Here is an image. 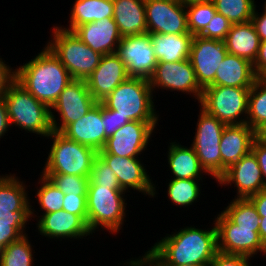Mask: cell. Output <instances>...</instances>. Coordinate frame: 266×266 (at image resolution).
<instances>
[{
	"mask_svg": "<svg viewBox=\"0 0 266 266\" xmlns=\"http://www.w3.org/2000/svg\"><path fill=\"white\" fill-rule=\"evenodd\" d=\"M160 237L143 256L152 265H204L209 266L216 253L217 231L215 223L210 228L195 225L182 226L178 231Z\"/></svg>",
	"mask_w": 266,
	"mask_h": 266,
	"instance_id": "obj_1",
	"label": "cell"
},
{
	"mask_svg": "<svg viewBox=\"0 0 266 266\" xmlns=\"http://www.w3.org/2000/svg\"><path fill=\"white\" fill-rule=\"evenodd\" d=\"M15 80L37 100L51 108L73 79L45 45L32 59L15 67Z\"/></svg>",
	"mask_w": 266,
	"mask_h": 266,
	"instance_id": "obj_2",
	"label": "cell"
},
{
	"mask_svg": "<svg viewBox=\"0 0 266 266\" xmlns=\"http://www.w3.org/2000/svg\"><path fill=\"white\" fill-rule=\"evenodd\" d=\"M9 116L11 128L36 134L42 139L47 138L53 131L51 110L37 100L23 86L14 80L2 96ZM39 135V136H38Z\"/></svg>",
	"mask_w": 266,
	"mask_h": 266,
	"instance_id": "obj_3",
	"label": "cell"
},
{
	"mask_svg": "<svg viewBox=\"0 0 266 266\" xmlns=\"http://www.w3.org/2000/svg\"><path fill=\"white\" fill-rule=\"evenodd\" d=\"M122 189H109L105 186H88L87 226L93 234L96 231L117 235L123 232L129 210L127 196ZM128 211V213H126ZM102 229V230H101ZM122 230V231H120Z\"/></svg>",
	"mask_w": 266,
	"mask_h": 266,
	"instance_id": "obj_4",
	"label": "cell"
},
{
	"mask_svg": "<svg viewBox=\"0 0 266 266\" xmlns=\"http://www.w3.org/2000/svg\"><path fill=\"white\" fill-rule=\"evenodd\" d=\"M154 97L148 79L128 77L101 102L124 119L160 121Z\"/></svg>",
	"mask_w": 266,
	"mask_h": 266,
	"instance_id": "obj_5",
	"label": "cell"
},
{
	"mask_svg": "<svg viewBox=\"0 0 266 266\" xmlns=\"http://www.w3.org/2000/svg\"><path fill=\"white\" fill-rule=\"evenodd\" d=\"M47 139L52 142L41 174L90 176L93 161L98 155L95 149L70 140L60 132L52 131Z\"/></svg>",
	"mask_w": 266,
	"mask_h": 266,
	"instance_id": "obj_6",
	"label": "cell"
},
{
	"mask_svg": "<svg viewBox=\"0 0 266 266\" xmlns=\"http://www.w3.org/2000/svg\"><path fill=\"white\" fill-rule=\"evenodd\" d=\"M58 25V26H57ZM46 46L68 70L72 79L87 80L99 65L102 54L83 43L73 31L53 25Z\"/></svg>",
	"mask_w": 266,
	"mask_h": 266,
	"instance_id": "obj_7",
	"label": "cell"
},
{
	"mask_svg": "<svg viewBox=\"0 0 266 266\" xmlns=\"http://www.w3.org/2000/svg\"><path fill=\"white\" fill-rule=\"evenodd\" d=\"M250 88L208 86L203 89L201 107L226 125L246 124Z\"/></svg>",
	"mask_w": 266,
	"mask_h": 266,
	"instance_id": "obj_8",
	"label": "cell"
},
{
	"mask_svg": "<svg viewBox=\"0 0 266 266\" xmlns=\"http://www.w3.org/2000/svg\"><path fill=\"white\" fill-rule=\"evenodd\" d=\"M198 112L191 146L201 167L211 177L210 179L217 181L221 177L220 140L226 124L201 107Z\"/></svg>",
	"mask_w": 266,
	"mask_h": 266,
	"instance_id": "obj_9",
	"label": "cell"
},
{
	"mask_svg": "<svg viewBox=\"0 0 266 266\" xmlns=\"http://www.w3.org/2000/svg\"><path fill=\"white\" fill-rule=\"evenodd\" d=\"M16 175L12 172L0 175V223L22 226L26 230L33 220L31 208L35 202L28 194L27 188L30 185H26V181Z\"/></svg>",
	"mask_w": 266,
	"mask_h": 266,
	"instance_id": "obj_10",
	"label": "cell"
},
{
	"mask_svg": "<svg viewBox=\"0 0 266 266\" xmlns=\"http://www.w3.org/2000/svg\"><path fill=\"white\" fill-rule=\"evenodd\" d=\"M217 231V248L226 254L242 255L249 258L266 257V246L254 228L239 227L221 211L214 217Z\"/></svg>",
	"mask_w": 266,
	"mask_h": 266,
	"instance_id": "obj_11",
	"label": "cell"
},
{
	"mask_svg": "<svg viewBox=\"0 0 266 266\" xmlns=\"http://www.w3.org/2000/svg\"><path fill=\"white\" fill-rule=\"evenodd\" d=\"M160 121H130L108 137L98 154L143 158ZM142 155V157H141ZM140 156V157H139Z\"/></svg>",
	"mask_w": 266,
	"mask_h": 266,
	"instance_id": "obj_12",
	"label": "cell"
},
{
	"mask_svg": "<svg viewBox=\"0 0 266 266\" xmlns=\"http://www.w3.org/2000/svg\"><path fill=\"white\" fill-rule=\"evenodd\" d=\"M153 93L176 92L190 95L197 103L200 102L203 89L199 86L195 71L189 59L176 62H158L155 71L149 79Z\"/></svg>",
	"mask_w": 266,
	"mask_h": 266,
	"instance_id": "obj_13",
	"label": "cell"
},
{
	"mask_svg": "<svg viewBox=\"0 0 266 266\" xmlns=\"http://www.w3.org/2000/svg\"><path fill=\"white\" fill-rule=\"evenodd\" d=\"M96 103L86 80L73 79L50 108L53 131L61 133L69 124L82 118Z\"/></svg>",
	"mask_w": 266,
	"mask_h": 266,
	"instance_id": "obj_14",
	"label": "cell"
},
{
	"mask_svg": "<svg viewBox=\"0 0 266 266\" xmlns=\"http://www.w3.org/2000/svg\"><path fill=\"white\" fill-rule=\"evenodd\" d=\"M98 156L114 171L122 190L130 194L131 190L137 191L148 198L158 197L156 188L159 189V186L156 185V181L153 182L142 158L111 154H98Z\"/></svg>",
	"mask_w": 266,
	"mask_h": 266,
	"instance_id": "obj_15",
	"label": "cell"
},
{
	"mask_svg": "<svg viewBox=\"0 0 266 266\" xmlns=\"http://www.w3.org/2000/svg\"><path fill=\"white\" fill-rule=\"evenodd\" d=\"M38 216H37V215ZM31 216L35 221L36 232L38 235L40 234L43 237H46V240L54 239L55 241H62L63 239L68 241L89 240L90 237L93 236L88 229L87 224L78 216L65 210H59L57 212L40 214L33 207L31 208ZM48 238V239H47ZM71 239V240H70Z\"/></svg>",
	"mask_w": 266,
	"mask_h": 266,
	"instance_id": "obj_16",
	"label": "cell"
},
{
	"mask_svg": "<svg viewBox=\"0 0 266 266\" xmlns=\"http://www.w3.org/2000/svg\"><path fill=\"white\" fill-rule=\"evenodd\" d=\"M116 54L124 63L129 77L149 80L158 63L153 51L150 33L122 37Z\"/></svg>",
	"mask_w": 266,
	"mask_h": 266,
	"instance_id": "obj_17",
	"label": "cell"
},
{
	"mask_svg": "<svg viewBox=\"0 0 266 266\" xmlns=\"http://www.w3.org/2000/svg\"><path fill=\"white\" fill-rule=\"evenodd\" d=\"M148 33L186 34L187 13L178 0H145Z\"/></svg>",
	"mask_w": 266,
	"mask_h": 266,
	"instance_id": "obj_18",
	"label": "cell"
},
{
	"mask_svg": "<svg viewBox=\"0 0 266 266\" xmlns=\"http://www.w3.org/2000/svg\"><path fill=\"white\" fill-rule=\"evenodd\" d=\"M227 53L224 41L193 36L189 60L202 89L214 82L216 71Z\"/></svg>",
	"mask_w": 266,
	"mask_h": 266,
	"instance_id": "obj_19",
	"label": "cell"
},
{
	"mask_svg": "<svg viewBox=\"0 0 266 266\" xmlns=\"http://www.w3.org/2000/svg\"><path fill=\"white\" fill-rule=\"evenodd\" d=\"M216 183L224 188L228 186V189L233 185L236 189L234 198L248 199L266 189L257 158L252 151L230 166Z\"/></svg>",
	"mask_w": 266,
	"mask_h": 266,
	"instance_id": "obj_20",
	"label": "cell"
},
{
	"mask_svg": "<svg viewBox=\"0 0 266 266\" xmlns=\"http://www.w3.org/2000/svg\"><path fill=\"white\" fill-rule=\"evenodd\" d=\"M128 77L124 63L116 53H113L102 55L99 65L86 83L92 97L101 102Z\"/></svg>",
	"mask_w": 266,
	"mask_h": 266,
	"instance_id": "obj_21",
	"label": "cell"
},
{
	"mask_svg": "<svg viewBox=\"0 0 266 266\" xmlns=\"http://www.w3.org/2000/svg\"><path fill=\"white\" fill-rule=\"evenodd\" d=\"M61 134L97 152L102 150L105 145L102 102H97L82 118L69 124Z\"/></svg>",
	"mask_w": 266,
	"mask_h": 266,
	"instance_id": "obj_22",
	"label": "cell"
},
{
	"mask_svg": "<svg viewBox=\"0 0 266 266\" xmlns=\"http://www.w3.org/2000/svg\"><path fill=\"white\" fill-rule=\"evenodd\" d=\"M73 32L83 43L102 55L116 53L122 38L113 18L80 25Z\"/></svg>",
	"mask_w": 266,
	"mask_h": 266,
	"instance_id": "obj_23",
	"label": "cell"
},
{
	"mask_svg": "<svg viewBox=\"0 0 266 266\" xmlns=\"http://www.w3.org/2000/svg\"><path fill=\"white\" fill-rule=\"evenodd\" d=\"M255 131L247 124L226 125L220 140L221 176L251 151Z\"/></svg>",
	"mask_w": 266,
	"mask_h": 266,
	"instance_id": "obj_24",
	"label": "cell"
},
{
	"mask_svg": "<svg viewBox=\"0 0 266 266\" xmlns=\"http://www.w3.org/2000/svg\"><path fill=\"white\" fill-rule=\"evenodd\" d=\"M167 146V167L170 171V179H194L205 180L209 175L201 167L199 159L193 147L183 145L178 140H173ZM182 144V145H181ZM205 175V177H204Z\"/></svg>",
	"mask_w": 266,
	"mask_h": 266,
	"instance_id": "obj_25",
	"label": "cell"
},
{
	"mask_svg": "<svg viewBox=\"0 0 266 266\" xmlns=\"http://www.w3.org/2000/svg\"><path fill=\"white\" fill-rule=\"evenodd\" d=\"M257 78L253 63L227 53L216 71L214 82L210 86L251 88Z\"/></svg>",
	"mask_w": 266,
	"mask_h": 266,
	"instance_id": "obj_26",
	"label": "cell"
},
{
	"mask_svg": "<svg viewBox=\"0 0 266 266\" xmlns=\"http://www.w3.org/2000/svg\"><path fill=\"white\" fill-rule=\"evenodd\" d=\"M113 19L122 37L148 33L145 0H113Z\"/></svg>",
	"mask_w": 266,
	"mask_h": 266,
	"instance_id": "obj_27",
	"label": "cell"
},
{
	"mask_svg": "<svg viewBox=\"0 0 266 266\" xmlns=\"http://www.w3.org/2000/svg\"><path fill=\"white\" fill-rule=\"evenodd\" d=\"M260 38L251 21L232 24L224 43L228 53L254 63L260 47Z\"/></svg>",
	"mask_w": 266,
	"mask_h": 266,
	"instance_id": "obj_28",
	"label": "cell"
},
{
	"mask_svg": "<svg viewBox=\"0 0 266 266\" xmlns=\"http://www.w3.org/2000/svg\"><path fill=\"white\" fill-rule=\"evenodd\" d=\"M152 47L158 62H176L189 59L193 35L150 33Z\"/></svg>",
	"mask_w": 266,
	"mask_h": 266,
	"instance_id": "obj_29",
	"label": "cell"
},
{
	"mask_svg": "<svg viewBox=\"0 0 266 266\" xmlns=\"http://www.w3.org/2000/svg\"><path fill=\"white\" fill-rule=\"evenodd\" d=\"M70 9L69 20L61 28L73 31L76 27L104 18H113V0H74Z\"/></svg>",
	"mask_w": 266,
	"mask_h": 266,
	"instance_id": "obj_30",
	"label": "cell"
},
{
	"mask_svg": "<svg viewBox=\"0 0 266 266\" xmlns=\"http://www.w3.org/2000/svg\"><path fill=\"white\" fill-rule=\"evenodd\" d=\"M166 183L167 193L166 198L168 197V202H171L173 206L177 208L182 207L189 209V207L195 205L199 202L201 195H205L201 192V186H203V180H194V179H168ZM201 183V184H200Z\"/></svg>",
	"mask_w": 266,
	"mask_h": 266,
	"instance_id": "obj_31",
	"label": "cell"
},
{
	"mask_svg": "<svg viewBox=\"0 0 266 266\" xmlns=\"http://www.w3.org/2000/svg\"><path fill=\"white\" fill-rule=\"evenodd\" d=\"M227 205L221 212L232 223L239 227L254 228V231H259L261 217L249 199L232 198Z\"/></svg>",
	"mask_w": 266,
	"mask_h": 266,
	"instance_id": "obj_32",
	"label": "cell"
},
{
	"mask_svg": "<svg viewBox=\"0 0 266 266\" xmlns=\"http://www.w3.org/2000/svg\"><path fill=\"white\" fill-rule=\"evenodd\" d=\"M27 235L0 250V266H34L35 249ZM33 247V248H32ZM34 249V250H33Z\"/></svg>",
	"mask_w": 266,
	"mask_h": 266,
	"instance_id": "obj_33",
	"label": "cell"
},
{
	"mask_svg": "<svg viewBox=\"0 0 266 266\" xmlns=\"http://www.w3.org/2000/svg\"><path fill=\"white\" fill-rule=\"evenodd\" d=\"M39 175L40 178L38 177V183H36L39 188L36 187L35 197L33 196L39 205L38 208L41 209L38 212L42 211L41 214H47L62 210L65 194L48 177L41 173Z\"/></svg>",
	"mask_w": 266,
	"mask_h": 266,
	"instance_id": "obj_34",
	"label": "cell"
},
{
	"mask_svg": "<svg viewBox=\"0 0 266 266\" xmlns=\"http://www.w3.org/2000/svg\"><path fill=\"white\" fill-rule=\"evenodd\" d=\"M266 121V82L260 77L250 88L246 124L254 131Z\"/></svg>",
	"mask_w": 266,
	"mask_h": 266,
	"instance_id": "obj_35",
	"label": "cell"
},
{
	"mask_svg": "<svg viewBox=\"0 0 266 266\" xmlns=\"http://www.w3.org/2000/svg\"><path fill=\"white\" fill-rule=\"evenodd\" d=\"M217 13L222 14L231 24L251 21L256 2L255 0H211Z\"/></svg>",
	"mask_w": 266,
	"mask_h": 266,
	"instance_id": "obj_36",
	"label": "cell"
},
{
	"mask_svg": "<svg viewBox=\"0 0 266 266\" xmlns=\"http://www.w3.org/2000/svg\"><path fill=\"white\" fill-rule=\"evenodd\" d=\"M187 27L190 34L197 35L216 15L214 3L209 1L193 2L185 5Z\"/></svg>",
	"mask_w": 266,
	"mask_h": 266,
	"instance_id": "obj_37",
	"label": "cell"
},
{
	"mask_svg": "<svg viewBox=\"0 0 266 266\" xmlns=\"http://www.w3.org/2000/svg\"><path fill=\"white\" fill-rule=\"evenodd\" d=\"M65 195H87L89 177L66 175V174H42Z\"/></svg>",
	"mask_w": 266,
	"mask_h": 266,
	"instance_id": "obj_38",
	"label": "cell"
},
{
	"mask_svg": "<svg viewBox=\"0 0 266 266\" xmlns=\"http://www.w3.org/2000/svg\"><path fill=\"white\" fill-rule=\"evenodd\" d=\"M88 186H105L122 189L114 171L97 155L92 164Z\"/></svg>",
	"mask_w": 266,
	"mask_h": 266,
	"instance_id": "obj_39",
	"label": "cell"
},
{
	"mask_svg": "<svg viewBox=\"0 0 266 266\" xmlns=\"http://www.w3.org/2000/svg\"><path fill=\"white\" fill-rule=\"evenodd\" d=\"M231 26L232 24L227 18L222 14L216 13L209 24L204 26L197 36L224 41Z\"/></svg>",
	"mask_w": 266,
	"mask_h": 266,
	"instance_id": "obj_40",
	"label": "cell"
},
{
	"mask_svg": "<svg viewBox=\"0 0 266 266\" xmlns=\"http://www.w3.org/2000/svg\"><path fill=\"white\" fill-rule=\"evenodd\" d=\"M63 210L78 215L87 224V199L86 195L64 196Z\"/></svg>",
	"mask_w": 266,
	"mask_h": 266,
	"instance_id": "obj_41",
	"label": "cell"
},
{
	"mask_svg": "<svg viewBox=\"0 0 266 266\" xmlns=\"http://www.w3.org/2000/svg\"><path fill=\"white\" fill-rule=\"evenodd\" d=\"M102 118L104 119L105 143L108 137L112 136L119 128L131 121L116 114V111L107 108L103 103Z\"/></svg>",
	"mask_w": 266,
	"mask_h": 266,
	"instance_id": "obj_42",
	"label": "cell"
},
{
	"mask_svg": "<svg viewBox=\"0 0 266 266\" xmlns=\"http://www.w3.org/2000/svg\"><path fill=\"white\" fill-rule=\"evenodd\" d=\"M252 258L217 252L209 266H252Z\"/></svg>",
	"mask_w": 266,
	"mask_h": 266,
	"instance_id": "obj_43",
	"label": "cell"
},
{
	"mask_svg": "<svg viewBox=\"0 0 266 266\" xmlns=\"http://www.w3.org/2000/svg\"><path fill=\"white\" fill-rule=\"evenodd\" d=\"M26 231L22 226H9V224L0 223V250L27 235Z\"/></svg>",
	"mask_w": 266,
	"mask_h": 266,
	"instance_id": "obj_44",
	"label": "cell"
},
{
	"mask_svg": "<svg viewBox=\"0 0 266 266\" xmlns=\"http://www.w3.org/2000/svg\"><path fill=\"white\" fill-rule=\"evenodd\" d=\"M1 57L2 56H0V98L15 80V68L11 67V64L9 65V63Z\"/></svg>",
	"mask_w": 266,
	"mask_h": 266,
	"instance_id": "obj_45",
	"label": "cell"
},
{
	"mask_svg": "<svg viewBox=\"0 0 266 266\" xmlns=\"http://www.w3.org/2000/svg\"><path fill=\"white\" fill-rule=\"evenodd\" d=\"M251 151L257 158L266 188V143L254 139Z\"/></svg>",
	"mask_w": 266,
	"mask_h": 266,
	"instance_id": "obj_46",
	"label": "cell"
},
{
	"mask_svg": "<svg viewBox=\"0 0 266 266\" xmlns=\"http://www.w3.org/2000/svg\"><path fill=\"white\" fill-rule=\"evenodd\" d=\"M256 5L251 22L254 25L255 31L259 35L260 41H266V10L263 9V12H258Z\"/></svg>",
	"mask_w": 266,
	"mask_h": 266,
	"instance_id": "obj_47",
	"label": "cell"
},
{
	"mask_svg": "<svg viewBox=\"0 0 266 266\" xmlns=\"http://www.w3.org/2000/svg\"><path fill=\"white\" fill-rule=\"evenodd\" d=\"M257 77H261L266 72V41L260 42L257 57L253 63Z\"/></svg>",
	"mask_w": 266,
	"mask_h": 266,
	"instance_id": "obj_48",
	"label": "cell"
},
{
	"mask_svg": "<svg viewBox=\"0 0 266 266\" xmlns=\"http://www.w3.org/2000/svg\"><path fill=\"white\" fill-rule=\"evenodd\" d=\"M9 116L7 113V107L3 100V98H0V139H2L4 136H8V131L11 130ZM7 134V135H5Z\"/></svg>",
	"mask_w": 266,
	"mask_h": 266,
	"instance_id": "obj_49",
	"label": "cell"
},
{
	"mask_svg": "<svg viewBox=\"0 0 266 266\" xmlns=\"http://www.w3.org/2000/svg\"><path fill=\"white\" fill-rule=\"evenodd\" d=\"M248 199L253 203L260 217H265L266 215V189H263L259 193L252 195Z\"/></svg>",
	"mask_w": 266,
	"mask_h": 266,
	"instance_id": "obj_50",
	"label": "cell"
},
{
	"mask_svg": "<svg viewBox=\"0 0 266 266\" xmlns=\"http://www.w3.org/2000/svg\"><path fill=\"white\" fill-rule=\"evenodd\" d=\"M121 262L118 266H121L122 264L123 266H153L143 255H140L138 258L132 257L130 259H127L125 260V263L123 260Z\"/></svg>",
	"mask_w": 266,
	"mask_h": 266,
	"instance_id": "obj_51",
	"label": "cell"
},
{
	"mask_svg": "<svg viewBox=\"0 0 266 266\" xmlns=\"http://www.w3.org/2000/svg\"><path fill=\"white\" fill-rule=\"evenodd\" d=\"M255 139L266 143V121L255 130Z\"/></svg>",
	"mask_w": 266,
	"mask_h": 266,
	"instance_id": "obj_52",
	"label": "cell"
},
{
	"mask_svg": "<svg viewBox=\"0 0 266 266\" xmlns=\"http://www.w3.org/2000/svg\"><path fill=\"white\" fill-rule=\"evenodd\" d=\"M259 236L263 244L266 246V215L260 218Z\"/></svg>",
	"mask_w": 266,
	"mask_h": 266,
	"instance_id": "obj_53",
	"label": "cell"
},
{
	"mask_svg": "<svg viewBox=\"0 0 266 266\" xmlns=\"http://www.w3.org/2000/svg\"><path fill=\"white\" fill-rule=\"evenodd\" d=\"M178 1L186 5V4L193 3V2H204V1H209V0H178Z\"/></svg>",
	"mask_w": 266,
	"mask_h": 266,
	"instance_id": "obj_54",
	"label": "cell"
},
{
	"mask_svg": "<svg viewBox=\"0 0 266 266\" xmlns=\"http://www.w3.org/2000/svg\"><path fill=\"white\" fill-rule=\"evenodd\" d=\"M153 266H204V265L185 264V265H153Z\"/></svg>",
	"mask_w": 266,
	"mask_h": 266,
	"instance_id": "obj_55",
	"label": "cell"
},
{
	"mask_svg": "<svg viewBox=\"0 0 266 266\" xmlns=\"http://www.w3.org/2000/svg\"><path fill=\"white\" fill-rule=\"evenodd\" d=\"M260 78L266 82V72Z\"/></svg>",
	"mask_w": 266,
	"mask_h": 266,
	"instance_id": "obj_56",
	"label": "cell"
},
{
	"mask_svg": "<svg viewBox=\"0 0 266 266\" xmlns=\"http://www.w3.org/2000/svg\"><path fill=\"white\" fill-rule=\"evenodd\" d=\"M262 6H263V9L266 10V0H265V2H264V5H262Z\"/></svg>",
	"mask_w": 266,
	"mask_h": 266,
	"instance_id": "obj_57",
	"label": "cell"
}]
</instances>
